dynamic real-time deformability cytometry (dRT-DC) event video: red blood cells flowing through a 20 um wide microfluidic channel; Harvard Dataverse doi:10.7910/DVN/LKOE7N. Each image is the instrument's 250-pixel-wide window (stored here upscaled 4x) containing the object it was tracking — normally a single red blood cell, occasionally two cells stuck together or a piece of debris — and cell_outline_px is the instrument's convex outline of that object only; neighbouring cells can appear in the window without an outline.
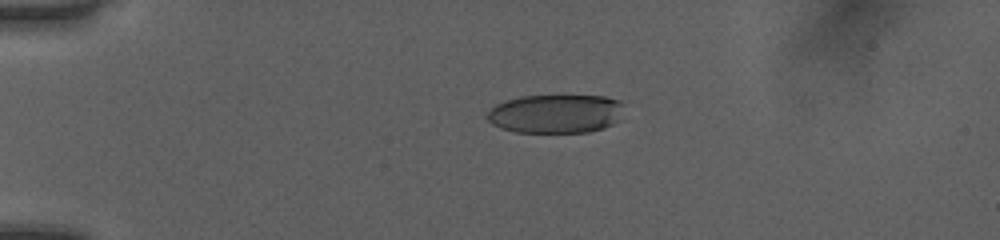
{"species": "human", "species_latin": "Homo sapiens", "temperature_condition": "room temperature", "stored_images_in_passage": 40, "camera_frame_rate_fps": 3000, "um_per_image_px": 0.085, "donor": {"sex": "female"}, "frame": {"image": 1, "passage_image": 1, "time_ms": 0.0, "image_size_px": [1000, 240], "cell_outline_px": [[624, 104], [612, 124], [604, 128], [588, 132], [516, 132], [500, 128], [492, 124], [488, 120], [488, 112], [496, 104], [504, 100], [520, 96], [564, 92], [604, 96], [620, 100]], "centroid_in_image_um": [47.22, 9.6], "position_along_channel_um": 37.8, "area_um2": 31.91}}
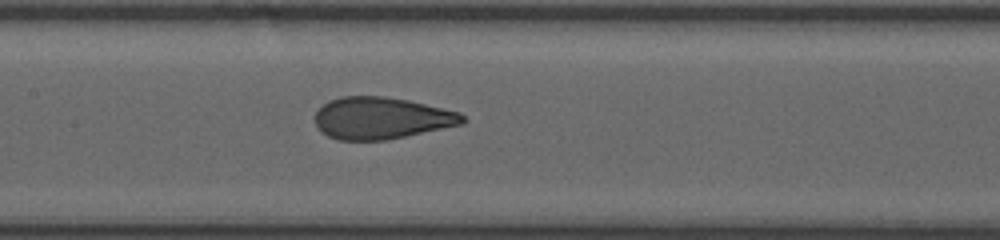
{"frame": {"image": 2, "passage_image": 15, "time_ms": 4.667, "image_size_px": [1000, 240], "cell_outline_px": [[468, 120], [464, 124], [384, 140], [340, 140], [328, 136], [316, 124], [316, 112], [328, 100], [340, 96], [384, 96], [408, 100], [460, 112]], "centroid_in_image_um": [32.45, 10.03], "position_along_channel_um": 175.0, "area_um2": 35.84}}
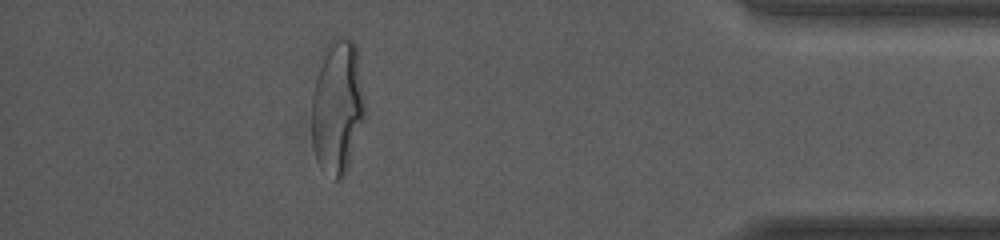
{"frame": {"image": 3, "passage_image": 35, "time_ms": 11.333, "image_size_px": [1000, 240], "cell_outline_px": [[364, 120], [344, 176], [340, 180], [336, 180], [316, 160], [312, 144], [312, 92], [316, 76], [324, 48], [328, 44], [340, 36], [344, 36], [352, 40], [356, 44], [364, 100]], "centroid_in_image_um": [28.67, 9.05], "position_along_channel_um": 406.5, "area_um2": 41.27}, "authors_computed_cell_mechanics": {"area_um2": 36.4718, "velocity_mm_per_s": 4.055, "shape_relaxation_time_tau1_ms": 5.6186, "shape_relaxation_time_tau2_ms": null, "deformation_change_tau1": 0.2218, "deformation_change_tau2": null}}